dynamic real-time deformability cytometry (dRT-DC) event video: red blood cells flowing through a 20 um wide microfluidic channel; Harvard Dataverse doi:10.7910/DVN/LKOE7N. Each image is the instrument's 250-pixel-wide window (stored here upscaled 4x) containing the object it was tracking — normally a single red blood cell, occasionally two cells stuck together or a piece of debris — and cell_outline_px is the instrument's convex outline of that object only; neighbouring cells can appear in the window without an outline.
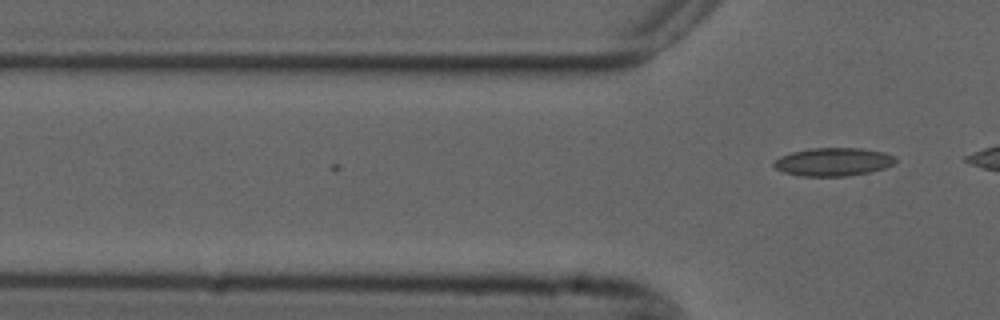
{"species": "common noctule bat (a hibernating species)", "species_latin": "Nyctalus noctula", "temperature_condition": "cold", "stored_images_in_passage": 4, "camera_frame_rate_fps": 3000, "um_per_image_px": 0.085, "animal": {"sex": "male", "forearm_length_mm": 52.5}, "frame": {"image": 1, "passage_image": 4, "time_ms": 1.0, "image_size_px": [1000, 320], "cell_outline_px": [[896, 164], [884, 168], [868, 172], [848, 176], [800, 176], [784, 172], [776, 168], [772, 164], [780, 156], [792, 152], [808, 148], [860, 148], [884, 152], [896, 156]], "centroid_in_image_um": [70.85, 13.75], "position_along_channel_um": 55.0, "area_um2": 20.06}}